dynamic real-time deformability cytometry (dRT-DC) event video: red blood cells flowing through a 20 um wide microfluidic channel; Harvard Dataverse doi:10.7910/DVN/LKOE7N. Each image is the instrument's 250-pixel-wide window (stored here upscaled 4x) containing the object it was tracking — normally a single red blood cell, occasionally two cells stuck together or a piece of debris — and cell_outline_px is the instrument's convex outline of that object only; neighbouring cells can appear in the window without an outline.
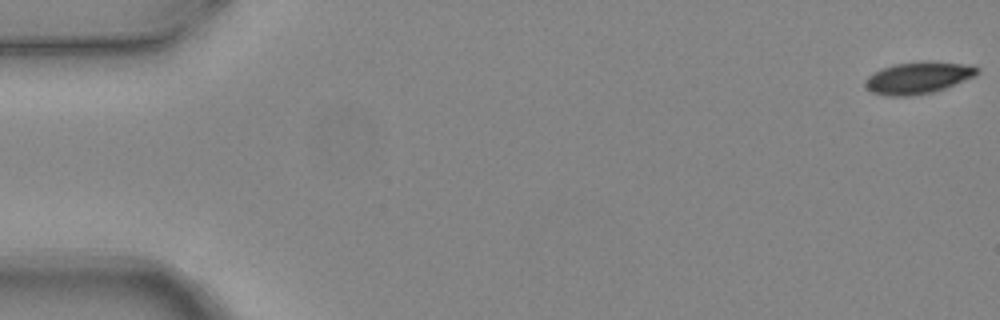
{"species": "common noctule bat (a hibernating species)", "species_latin": "Nyctalus noctula", "temperature_condition": "warm", "stored_images_in_passage": 6, "camera_frame_rate_fps": 3000, "um_per_image_px": 0.085, "animal": {"sex": "female", "body_mass_g": 24.6, "forearm_length_mm": 56.2}, "frame": {"image": 1, "passage_image": 1, "time_ms": 0.0, "image_size_px": [1000, 320], "cell_outline_px": [[980, 72], [976, 76], [944, 88], [932, 92], [912, 96], [884, 96], [872, 92], [864, 84], [864, 80], [868, 76], [884, 68], [896, 64], [972, 64], [980, 68]], "centroid_in_image_um": [78.04, 6.67], "position_along_channel_um": 7.0, "area_um2": 19.88}}
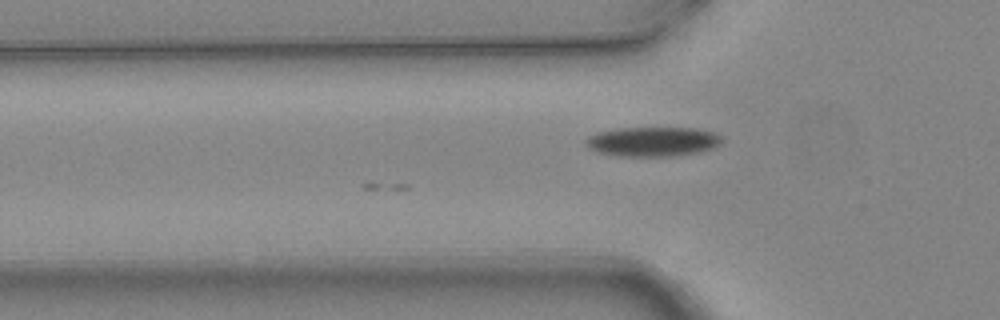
{"frame": {"image": 2, "passage_image": 6, "time_ms": 1.667, "image_size_px": [1000, 320], "cell_outline_px": [[724, 140], [720, 144], [712, 148], [700, 152], [676, 156], [616, 156], [596, 152], [588, 148], [584, 144], [584, 140], [588, 136], [596, 132], [620, 128], [696, 128], [716, 132]], "centroid_in_image_um": [55.46, 12.04], "position_along_channel_um": 70.3, "area_um2": 23.81}}